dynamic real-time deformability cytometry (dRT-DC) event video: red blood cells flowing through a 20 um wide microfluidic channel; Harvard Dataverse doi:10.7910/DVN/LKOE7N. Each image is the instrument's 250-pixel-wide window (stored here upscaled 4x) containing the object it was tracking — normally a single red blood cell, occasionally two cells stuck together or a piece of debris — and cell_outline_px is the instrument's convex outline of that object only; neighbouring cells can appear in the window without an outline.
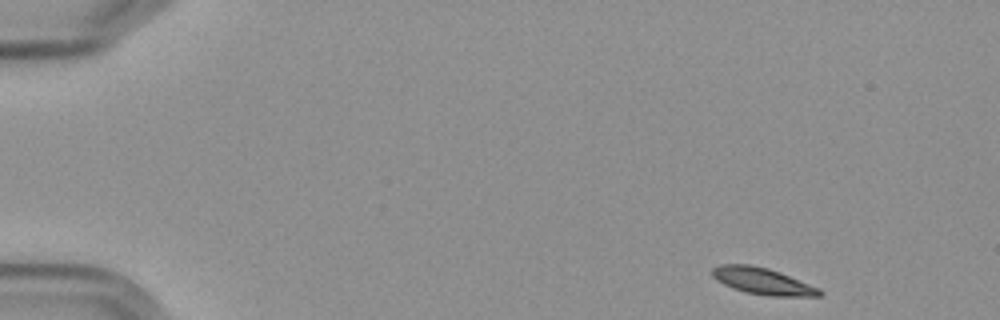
{"species": "Egyptian fruit bat (a non-hibernating species)", "species_latin": "Rousettus aegyptiacus", "temperature_condition": "cold", "stored_images_in_passage": 9, "camera_frame_rate_fps": 3000, "um_per_image_px": 0.085, "frame": {"image": 1, "passage_image": 1, "time_ms": 0.0, "image_size_px": [1000, 320], "cell_outline_px": [[824, 292], [820, 296], [768, 296], [744, 292], [732, 288], [716, 280], [712, 276], [712, 268], [720, 264], [748, 264], [768, 268], [780, 272], [820, 288]], "centroid_in_image_um": [64.82, 23.9], "position_along_channel_um": 20.2, "area_um2": 16.76}}
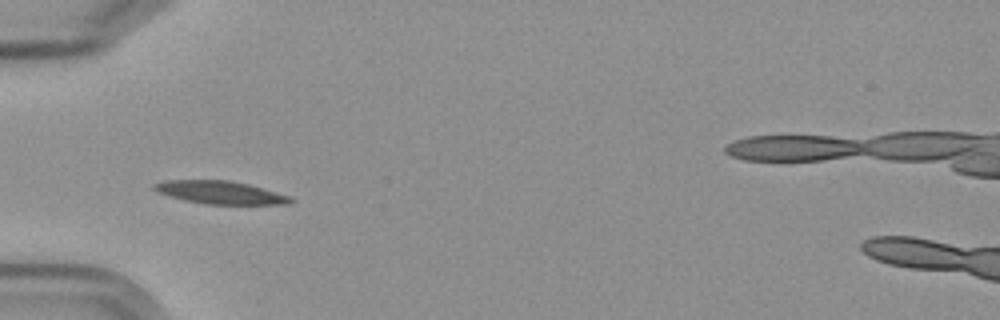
{"frame": {"image": 2, "passage_image": 4, "time_ms": 4.333, "image_size_px": [1000, 320], "cell_outline_px": [[296, 200], [292, 204], [204, 204], [184, 200], [168, 196], [156, 192], [152, 188], [152, 184], [164, 180], [228, 180], [248, 184], [288, 196]], "centroid_in_image_um": [18.66, 16.36], "position_along_channel_um": 66.3, "area_um2": 18.26}}
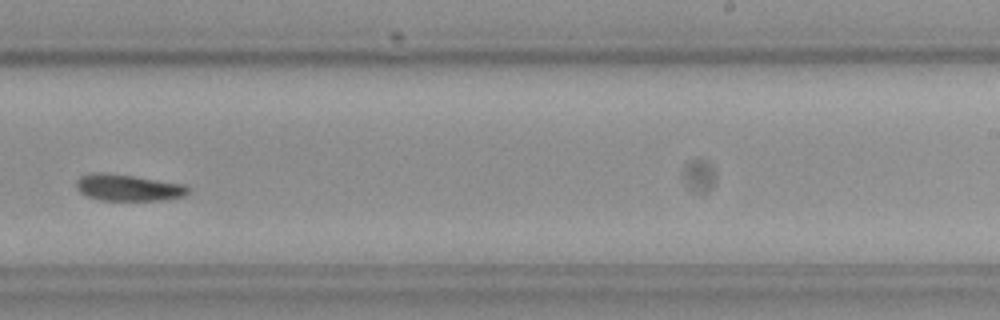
{"frame": {"image": 3, "passage_image": 9, "time_ms": 10.333, "image_size_px": [1000, 320], "cell_outline_px": [[188, 192], [184, 196], [164, 200], [100, 200], [88, 196], [80, 192], [76, 188], [76, 180], [80, 176], [92, 172], [104, 172], [132, 176], [184, 184], [188, 188]], "centroid_in_image_um": [10.85, 15.94], "position_along_channel_um": 278.1, "area_um2": 17.22}}